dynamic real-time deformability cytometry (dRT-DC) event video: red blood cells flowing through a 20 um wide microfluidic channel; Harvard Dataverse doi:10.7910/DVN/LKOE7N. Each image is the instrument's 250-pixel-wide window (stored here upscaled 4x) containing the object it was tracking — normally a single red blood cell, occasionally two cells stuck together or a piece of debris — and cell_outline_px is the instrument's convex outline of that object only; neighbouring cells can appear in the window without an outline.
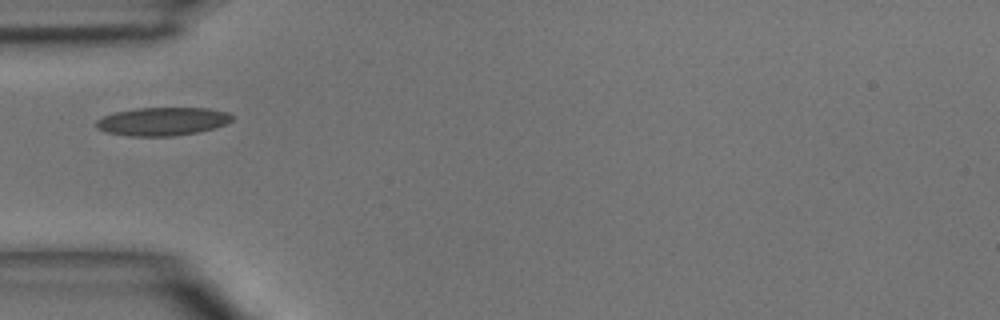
{"species": "common noctule bat (a hibernating species)", "species_latin": "Nyctalus noctula", "temperature_condition": "room temperature", "stored_images_in_passage": 5, "camera_frame_rate_fps": 3000, "um_per_image_px": 0.085, "animal": {"sex": "male", "body_mass_g": 15.6}, "frame": {"image": 1, "passage_image": 4, "time_ms": 3.667, "image_size_px": [1000, 320], "cell_outline_px": [[236, 116], [232, 120], [216, 128], [196, 132], [172, 136], [128, 136], [104, 132], [96, 128], [96, 120], [104, 116], [116, 112], [136, 108], [208, 108], [228, 112]], "centroid_in_image_um": [13.82, 10.32], "position_along_channel_um": 71.2, "area_um2": 22.48}}
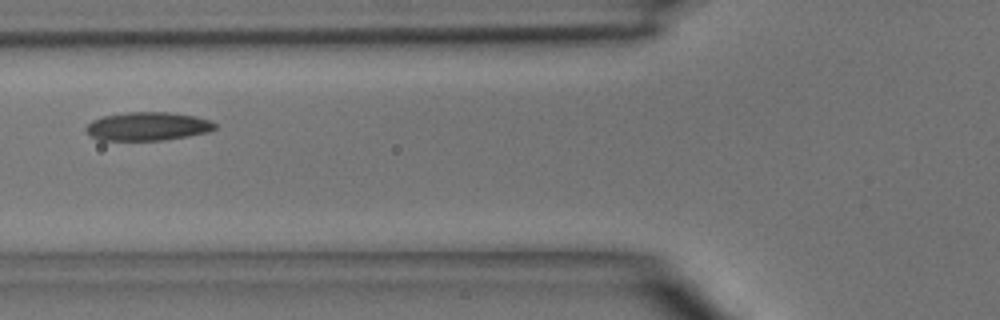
{"frame": {"image": 2, "passage_image": 5, "time_ms": 4.667, "image_size_px": [1000, 320], "cell_outline_px": [[216, 128], [208, 132], [188, 136], [164, 140], [100, 140], [92, 136], [84, 128], [92, 120], [104, 116], [128, 112], [168, 112], [196, 116], [212, 120], [216, 124]], "centroid_in_image_um": [12.59, 10.73], "position_along_channel_um": 113.2, "area_um2": 21.39}}